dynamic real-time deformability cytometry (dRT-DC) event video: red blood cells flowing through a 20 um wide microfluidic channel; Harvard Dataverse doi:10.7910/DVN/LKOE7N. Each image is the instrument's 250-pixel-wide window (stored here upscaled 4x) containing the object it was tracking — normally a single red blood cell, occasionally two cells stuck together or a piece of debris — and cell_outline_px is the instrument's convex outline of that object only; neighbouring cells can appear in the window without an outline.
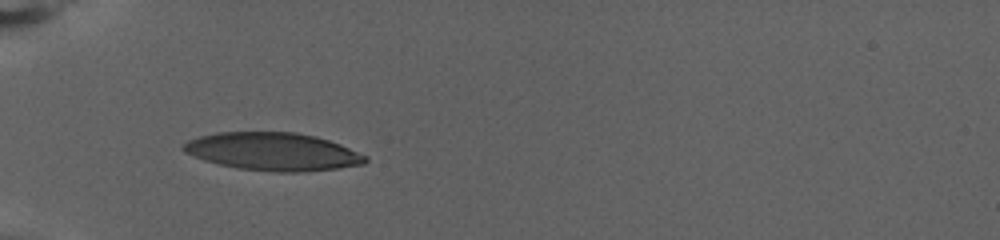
{"species": "human", "species_latin": "Homo sapiens", "temperature_condition": "warm", "stored_images_in_passage": 51, "camera_frame_rate_fps": 3000, "um_per_image_px": 0.085, "donor": {"sex": "female"}, "frame": {"image": 1, "passage_image": 1, "time_ms": 0.0, "image_size_px": [1000, 240], "cell_outline_px": [[368, 160], [364, 164], [340, 168], [300, 172], [276, 172], [236, 168], [204, 160], [184, 152], [180, 148], [188, 140], [200, 136], [216, 132], [296, 132], [316, 136], [340, 144], [368, 156]], "centroid_in_image_um": [23.21, 12.88], "position_along_channel_um": 61.8, "area_um2": 40.29}}
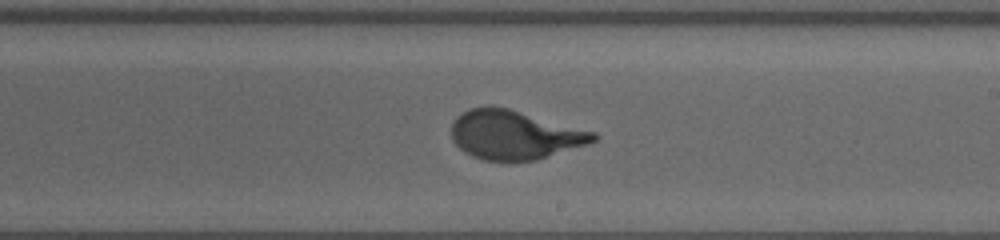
{"frame": {"image": 2, "passage_image": 22, "time_ms": 7.0, "image_size_px": [1000, 240], "cell_outline_px": [[600, 136], [596, 140], [588, 144], [536, 160], [484, 160], [472, 156], [464, 152], [452, 140], [452, 124], [456, 116], [468, 108], [508, 108], [596, 132]], "centroid_in_image_um": [43.75, 11.47], "position_along_channel_um": 245.2, "area_um2": 40.11}}
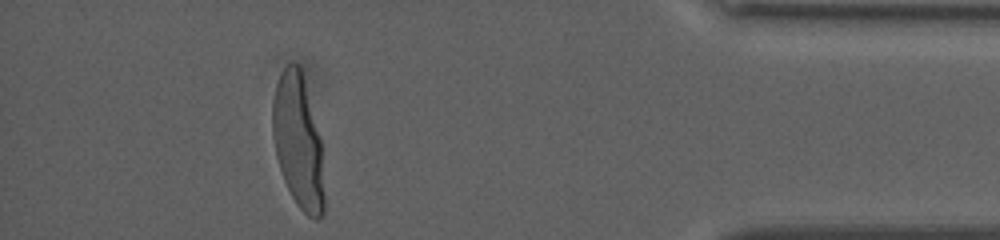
{"frame": {"image": 3, "passage_image": 44, "time_ms": 14.333, "image_size_px": [1000, 240], "cell_outline_px": [[324, 212], [316, 220], [308, 216], [296, 204], [284, 180], [276, 156], [272, 136], [272, 100], [276, 84], [284, 68], [288, 64], [300, 64], [320, 140], [324, 196]], "centroid_in_image_um": [25.32, 12.04], "position_along_channel_um": 409.9, "area_um2": 39.77}, "authors_computed_cell_mechanics": {"area_um2": 40.46, "velocity_mm_per_s": 2.7818, "shape_relaxation_time_tau1_ms": 5.5112, "shape_relaxation_time_tau2_ms": null, "deformation_change_tau1": 0.2587, "deformation_change_tau2": null}}